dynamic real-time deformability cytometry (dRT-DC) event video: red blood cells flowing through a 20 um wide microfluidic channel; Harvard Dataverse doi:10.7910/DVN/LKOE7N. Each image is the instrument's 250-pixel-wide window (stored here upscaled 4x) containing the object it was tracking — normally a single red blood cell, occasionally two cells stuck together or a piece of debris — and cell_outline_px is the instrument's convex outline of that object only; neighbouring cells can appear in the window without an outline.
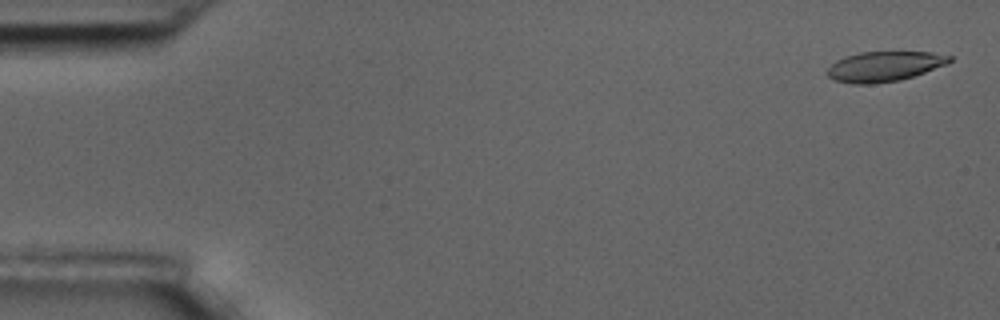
{"species": "common noctule bat (a hibernating species)", "species_latin": "Nyctalus noctula", "temperature_condition": "room temperature", "stored_images_in_passage": 57, "camera_frame_rate_fps": 3000, "um_per_image_px": 0.085, "animal": {"sex": "male", "body_mass_g": 17.5, "forearm_length_mm": 52.3}, "frame": {"image": 1, "passage_image": 2, "time_ms": 0.333, "image_size_px": [1000, 320], "cell_outline_px": [[952, 60], [948, 64], [900, 80], [872, 84], [852, 84], [836, 80], [828, 76], [828, 68], [836, 60], [844, 56], [860, 52], [932, 52], [952, 56]], "centroid_in_image_um": [75.18, 5.64], "position_along_channel_um": 9.8, "area_um2": 21.33}}
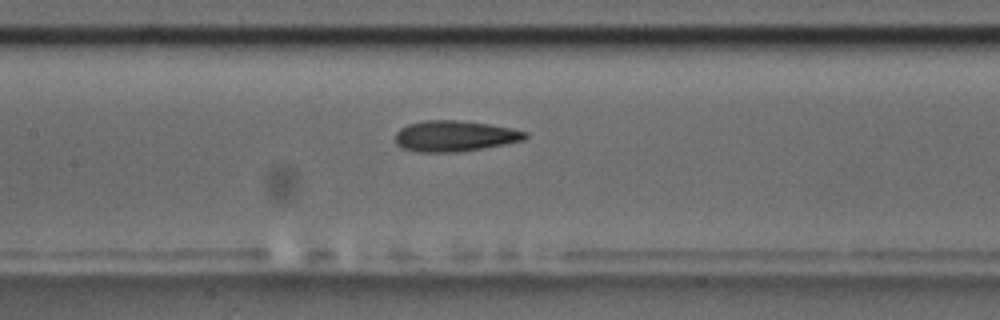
{"frame": {"image": 2, "passage_image": 27, "time_ms": 8.667, "image_size_px": [1000, 320], "cell_outline_px": [[528, 136], [524, 140], [504, 144], [460, 152], [416, 152], [404, 148], [396, 144], [396, 132], [400, 128], [408, 124], [424, 120], [456, 120], [488, 124], [512, 128], [528, 132]], "centroid_in_image_um": [38.65, 11.56], "position_along_channel_um": 168.8, "area_um2": 23.35}}
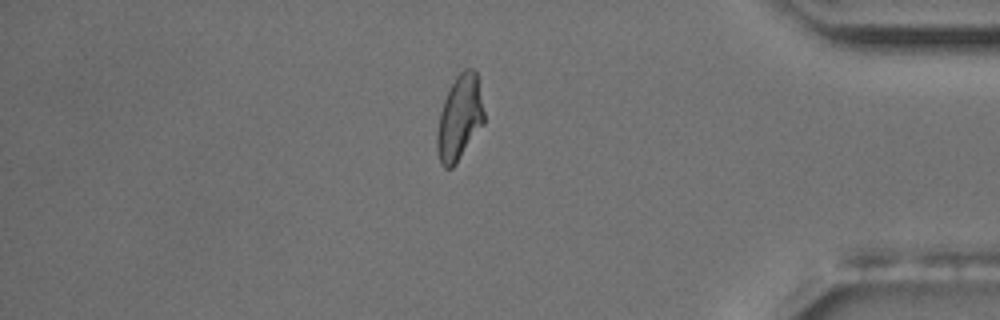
{"frame": {"image": 3, "passage_image": 49, "time_ms": 16.0, "image_size_px": [1000, 320], "cell_outline_px": [[484, 124], [456, 164], [452, 168], [444, 168], [440, 164], [436, 148], [436, 132], [440, 112], [444, 100], [456, 76], [464, 68], [472, 68], [476, 72], [484, 112]], "centroid_in_image_um": [39.05, 10.06], "position_along_channel_um": 396.2, "area_um2": 23.29}, "authors_computed_cell_mechanics": {"area_um2": 23.12, "velocity_mm_per_s": 3.5183, "shape_relaxation_time_tau1_ms": 6.7854, "shape_relaxation_time_tau2_ms": 2.3655, "deformation_change_tau1": 0.1774, "deformation_change_tau2": 0.1053}}